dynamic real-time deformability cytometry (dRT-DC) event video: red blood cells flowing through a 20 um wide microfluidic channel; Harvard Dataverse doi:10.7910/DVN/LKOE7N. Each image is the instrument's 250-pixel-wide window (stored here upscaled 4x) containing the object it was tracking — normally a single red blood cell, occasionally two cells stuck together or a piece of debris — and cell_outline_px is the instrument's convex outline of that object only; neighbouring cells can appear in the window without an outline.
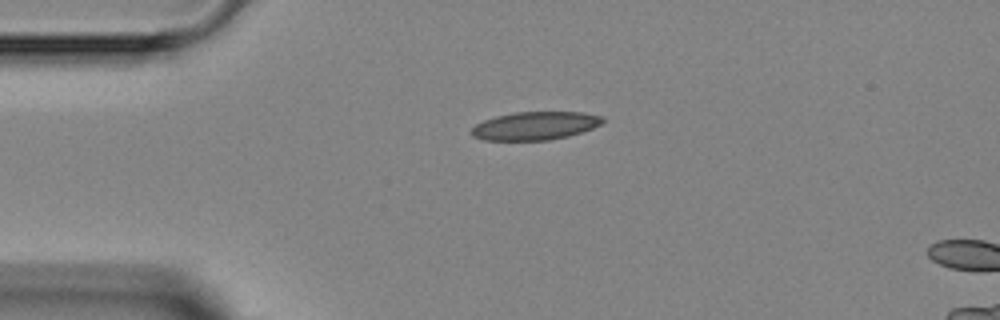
{"species": "Egyptian fruit bat (a non-hibernating species)", "species_latin": "Rousettus aegyptiacus", "temperature_condition": "room temperature", "stored_images_in_passage": 2, "camera_frame_rate_fps": 3000, "um_per_image_px": 0.085, "animal": {"sex": "female"}, "frame": {"image": 1, "passage_image": 1, "time_ms": 0.0, "image_size_px": [1000, 320], "cell_outline_px": [[604, 120], [600, 124], [592, 128], [568, 136], [548, 140], [484, 140], [472, 136], [468, 132], [476, 124], [484, 120], [496, 116], [516, 112], [580, 112], [604, 116]], "centroid_in_image_um": [45.45, 10.69], "position_along_channel_um": 39.5, "area_um2": 21.5}}